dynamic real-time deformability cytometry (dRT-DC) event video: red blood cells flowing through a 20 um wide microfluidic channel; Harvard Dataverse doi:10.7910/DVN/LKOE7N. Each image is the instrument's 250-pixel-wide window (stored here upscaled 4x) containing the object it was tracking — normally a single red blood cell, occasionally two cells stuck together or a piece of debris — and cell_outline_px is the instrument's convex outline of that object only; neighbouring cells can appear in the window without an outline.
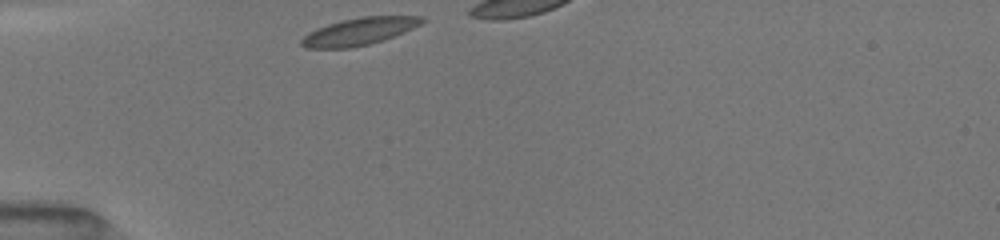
{"species": "common noctule bat (a hibernating species)", "species_latin": "Nyctalus noctula", "temperature_condition": "room temperature", "stored_images_in_passage": 9, "camera_frame_rate_fps": 3000, "um_per_image_px": 0.085, "animal": {"sex": "female", "body_mass_g": 19.5, "forearm_length_mm": 54.1}, "frame": {"image": 1, "passage_image": 1, "time_ms": 0.0, "image_size_px": [1000, 240], "cell_outline_px": [[428, 20], [404, 32], [384, 40], [352, 48], [308, 48], [300, 44], [300, 40], [308, 32], [316, 28], [340, 20], [360, 16], [420, 16]], "centroid_in_image_um": [30.52, 2.66], "position_along_channel_um": 54.5, "area_um2": 19.25}}
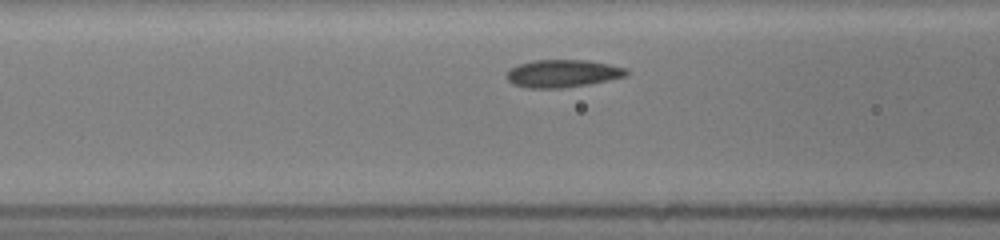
{"frame": {"image": 2, "passage_image": 7, "time_ms": 2.0, "image_size_px": [1000, 240], "cell_outline_px": [[628, 76], [588, 84], [560, 88], [528, 88], [512, 84], [504, 76], [512, 68], [520, 64], [536, 60], [588, 60], [628, 68]], "centroid_in_image_um": [47.84, 6.25], "position_along_channel_um": 118.8, "area_um2": 19.25}}